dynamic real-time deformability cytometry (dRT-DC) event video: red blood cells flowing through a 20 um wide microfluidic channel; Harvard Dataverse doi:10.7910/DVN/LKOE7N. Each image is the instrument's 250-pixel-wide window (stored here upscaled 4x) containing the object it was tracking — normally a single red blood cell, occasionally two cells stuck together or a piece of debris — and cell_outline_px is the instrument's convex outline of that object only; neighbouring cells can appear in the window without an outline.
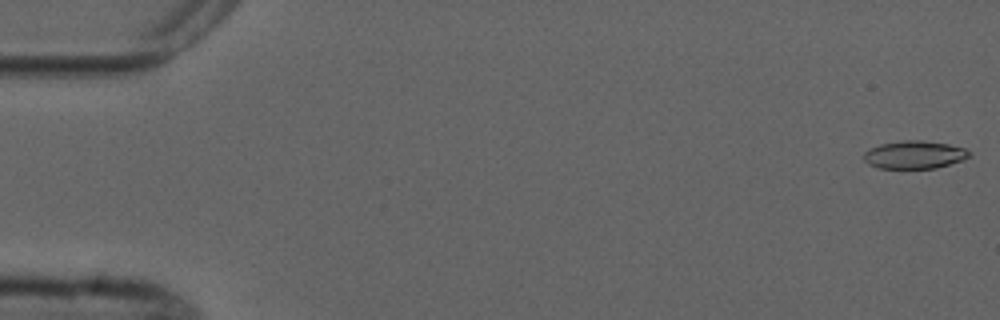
{"species": "common noctule bat (a hibernating species)", "species_latin": "Nyctalus noctula", "temperature_condition": "cold", "stored_images_in_passage": 5, "camera_frame_rate_fps": 3000, "um_per_image_px": 0.085, "animal": {"sex": "male", "forearm_length_mm": 52.5}, "frame": {"image": 1, "passage_image": 1, "time_ms": 0.0, "image_size_px": [1000, 320], "cell_outline_px": [[972, 156], [936, 168], [876, 168], [868, 164], [864, 160], [864, 152], [868, 148], [880, 144], [904, 140], [920, 140], [948, 144], [964, 148], [972, 152]], "centroid_in_image_um": [77.7, 13.15], "position_along_channel_um": 7.3, "area_um2": 17.17}}